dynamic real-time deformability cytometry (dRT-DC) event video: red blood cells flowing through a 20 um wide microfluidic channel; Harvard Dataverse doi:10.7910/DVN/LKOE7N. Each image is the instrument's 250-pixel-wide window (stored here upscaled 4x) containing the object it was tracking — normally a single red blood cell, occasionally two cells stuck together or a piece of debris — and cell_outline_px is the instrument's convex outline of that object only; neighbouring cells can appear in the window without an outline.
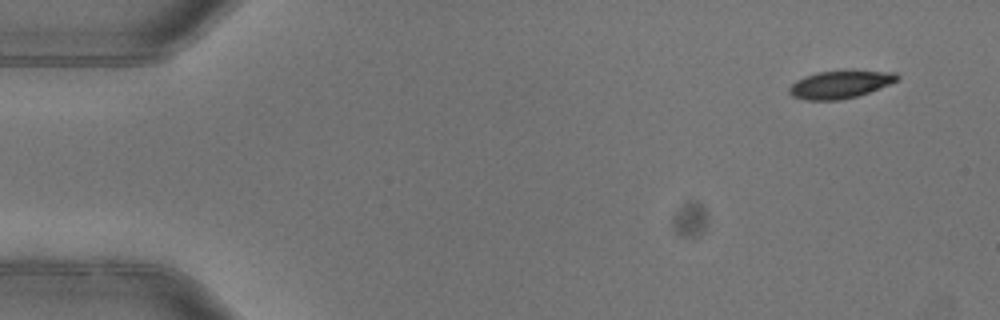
{"species": "common noctule bat (a hibernating species)", "species_latin": "Nyctalus noctula", "temperature_condition": "warm", "stored_images_in_passage": 5, "segment_of_instrument_passage": [1, 2], "camera_frame_rate_fps": 3000, "um_per_image_px": 0.085, "animal": {"sex": "female"}, "frame": {"image": 1, "passage_image": 1, "time_ms": 0.0, "image_size_px": [1000, 320], "cell_outline_px": [[900, 76], [896, 80], [888, 84], [868, 92], [856, 96], [840, 100], [804, 100], [792, 96], [788, 92], [788, 88], [796, 80], [804, 76], [816, 72], [844, 68], [852, 68], [896, 72]], "centroid_in_image_um": [71.4, 7.12], "position_along_channel_um": 13.6, "area_um2": 18.15}}
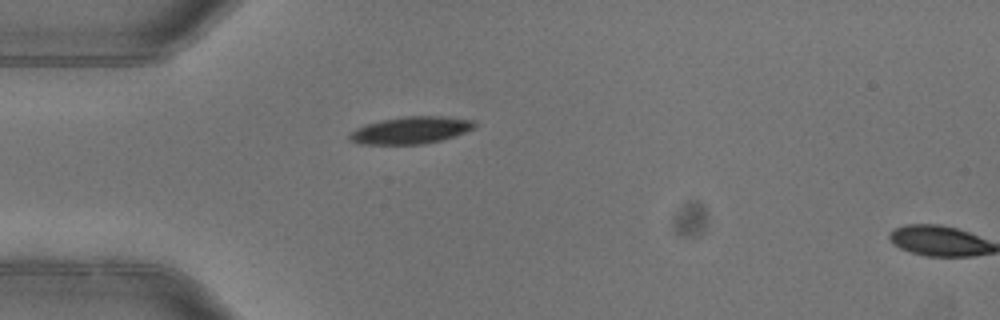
{"frame": {"image": 2, "passage_image": 4, "time_ms": 1.0, "image_size_px": [1000, 320], "cell_outline_px": [[476, 124], [472, 128], [464, 132], [440, 140], [424, 144], [360, 144], [348, 140], [348, 136], [356, 128], [364, 124], [380, 120], [404, 116], [444, 116], [476, 120]], "centroid_in_image_um": [34.88, 11.06], "position_along_channel_um": 50.1, "area_um2": 19.77}}